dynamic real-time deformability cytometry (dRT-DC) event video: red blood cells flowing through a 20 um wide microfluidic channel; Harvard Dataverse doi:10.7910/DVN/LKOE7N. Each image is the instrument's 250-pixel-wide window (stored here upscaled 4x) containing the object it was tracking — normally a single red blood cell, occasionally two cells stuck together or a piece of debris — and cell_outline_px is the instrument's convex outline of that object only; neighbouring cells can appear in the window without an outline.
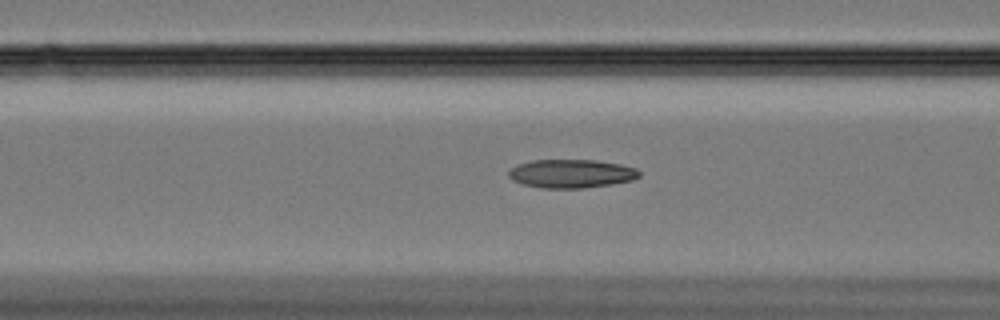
{"species": "Egyptian fruit bat (a non-hibernating species)", "species_latin": "Rousettus aegyptiacus", "temperature_condition": "cold", "stored_images_in_passage": 46, "camera_frame_rate_fps": 3000, "um_per_image_px": 0.085, "animal": {"sex": "female"}, "frame": {"image": 1, "passage_image": 10, "time_ms": 3.0, "image_size_px": [1000, 320], "cell_outline_px": [[640, 176], [632, 180], [608, 184], [580, 188], [540, 188], [524, 184], [512, 180], [508, 176], [508, 172], [516, 164], [532, 160], [596, 160], [620, 164], [636, 168], [640, 172]], "centroid_in_image_um": [48.53, 14.75], "position_along_channel_um": 118.1, "area_um2": 21.62}}
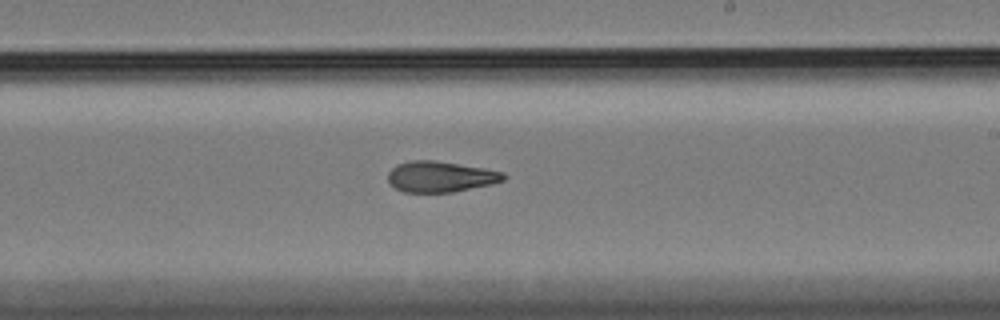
{"frame": {"image": 2, "passage_image": 22, "time_ms": 7.0, "image_size_px": [1000, 320], "cell_outline_px": [[508, 176], [504, 180], [492, 184], [452, 192], [404, 192], [396, 188], [388, 180], [388, 172], [396, 164], [412, 160], [432, 160], [484, 168], [504, 172]], "centroid_in_image_um": [37.45, 15.01], "position_along_channel_um": 251.5, "area_um2": 20.69}}
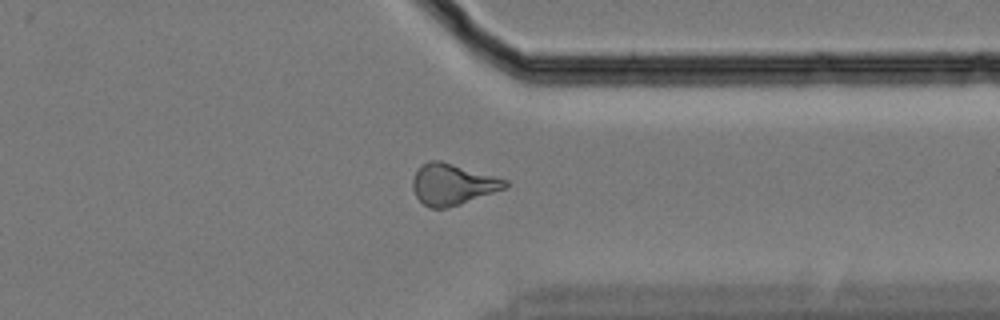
{"frame": {"image": 3, "passage_image": 33, "time_ms": 10.667, "image_size_px": [1000, 320], "cell_outline_px": [[508, 188], [448, 208], [428, 208], [416, 196], [412, 188], [412, 180], [420, 164], [428, 160], [440, 160], [496, 176], [508, 180]], "centroid_in_image_um": [38.47, 15.66], "position_along_channel_um": 372.9, "area_um2": 22.37}, "authors_computed_cell_mechanics": {"area_um2": 21.3571, "velocity_mm_per_s": 3.3394, "shape_relaxation_time_tau1_ms": null, "shape_relaxation_time_tau2_ms": 3.6198, "deformation_change_tau1": null, "deformation_change_tau2": 0.1099}}